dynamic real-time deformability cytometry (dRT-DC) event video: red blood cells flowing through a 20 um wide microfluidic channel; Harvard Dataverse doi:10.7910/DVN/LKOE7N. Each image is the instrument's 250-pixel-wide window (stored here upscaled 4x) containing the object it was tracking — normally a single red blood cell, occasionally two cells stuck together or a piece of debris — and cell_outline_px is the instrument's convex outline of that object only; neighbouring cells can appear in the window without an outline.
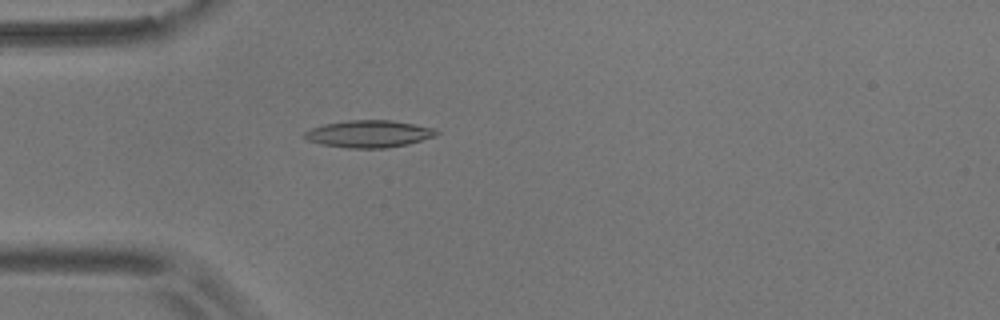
{"species": "common noctule bat (a hibernating species)", "species_latin": "Nyctalus noctula", "temperature_condition": "room temperature", "stored_images_in_passage": 54, "camera_frame_rate_fps": 3000, "um_per_image_px": 0.085, "animal": {"sex": "male", "body_mass_g": 17.9}, "frame": {"image": 1, "passage_image": 15, "time_ms": 4.667, "image_size_px": [1000, 320], "cell_outline_px": [[440, 132], [436, 136], [408, 144], [388, 148], [348, 148], [320, 144], [304, 140], [300, 136], [304, 132], [312, 128], [324, 124], [348, 120], [392, 120], [432, 128]], "centroid_in_image_um": [31.3, 11.39], "position_along_channel_um": 53.7, "area_um2": 21.04}}
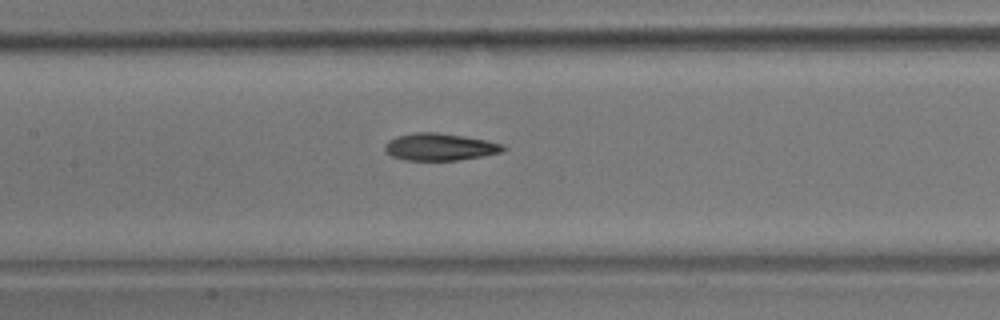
{"frame": {"image": 2, "passage_image": 25, "time_ms": 8.0, "image_size_px": [1000, 320], "cell_outline_px": [[508, 148], [500, 152], [480, 156], [456, 160], [404, 160], [392, 156], [384, 148], [384, 144], [388, 140], [396, 136], [412, 132], [436, 132], [464, 136], [504, 144]], "centroid_in_image_um": [37.35, 12.47], "position_along_channel_um": 170.0, "area_um2": 18.67}}
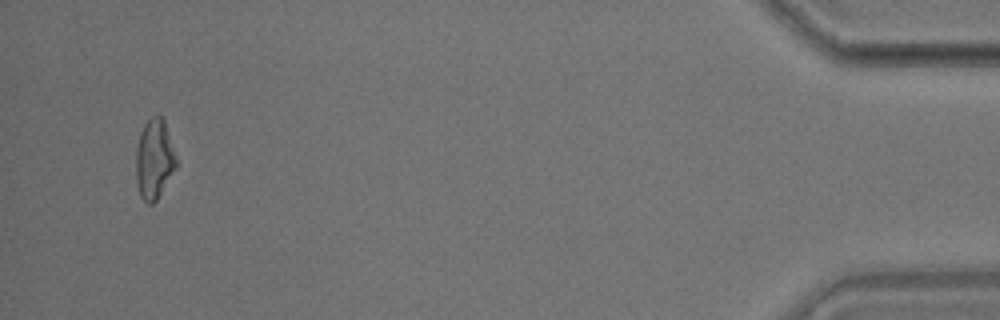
{"frame": {"image": 3, "passage_image": 52, "time_ms": 17.0, "image_size_px": [1000, 320], "cell_outline_px": [[176, 168], [156, 200], [152, 204], [148, 204], [140, 196], [136, 180], [136, 148], [140, 132], [144, 124], [156, 112], [164, 120], [176, 156]], "centroid_in_image_um": [13.1, 13.51], "position_along_channel_um": 422.1, "area_um2": 18.67}, "authors_computed_cell_mechanics": {"area_um2": 19.1607, "velocity_mm_per_s": 3.6791, "shape_relaxation_time_tau1_ms": 4.8918, "shape_relaxation_time_tau2_ms": 5.3514, "deformation_change_tau1": 0.1528, "deformation_change_tau2": 0.1515}}